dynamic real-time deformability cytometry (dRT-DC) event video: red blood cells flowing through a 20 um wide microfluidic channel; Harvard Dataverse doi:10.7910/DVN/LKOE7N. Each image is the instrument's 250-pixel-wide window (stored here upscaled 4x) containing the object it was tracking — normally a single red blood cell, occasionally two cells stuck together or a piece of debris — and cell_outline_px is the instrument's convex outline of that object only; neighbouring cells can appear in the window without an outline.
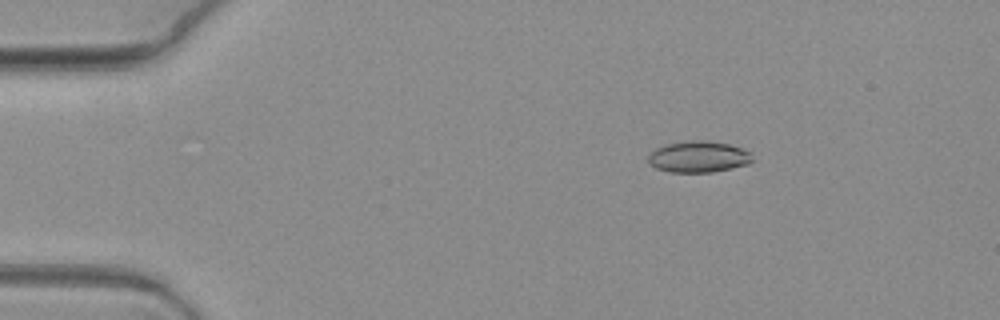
{"species": "common noctule bat (a hibernating species)", "species_latin": "Nyctalus noctula", "temperature_condition": "warm", "stored_images_in_passage": 8, "camera_frame_rate_fps": 3000, "um_per_image_px": 0.085, "animal": {"sex": "female", "body_mass_g": 19.3, "forearm_length_mm": 54.1}, "frame": {"image": 1, "passage_image": 4, "time_ms": 1.0, "image_size_px": [1000, 320], "cell_outline_px": [[756, 160], [748, 164], [712, 172], [672, 172], [656, 168], [648, 160], [648, 156], [656, 148], [664, 144], [692, 140], [704, 140], [728, 144], [740, 148], [748, 152]], "centroid_in_image_um": [59.38, 13.32], "position_along_channel_um": 25.6, "area_um2": 18.84}}
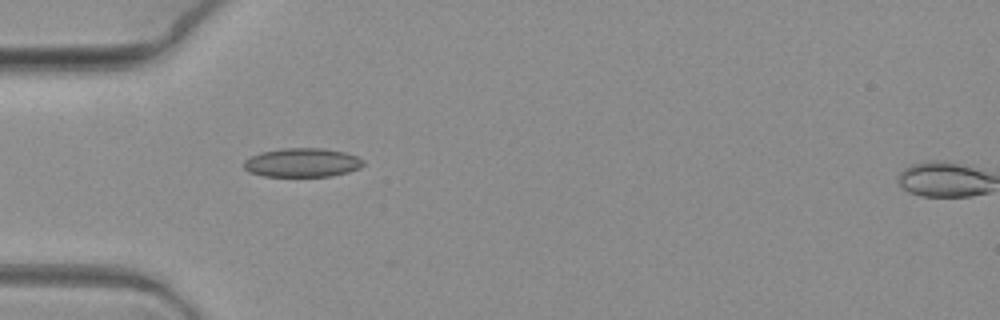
{"frame": {"image": 2, "passage_image": 7, "time_ms": 2.0, "image_size_px": [1000, 320], "cell_outline_px": [[364, 164], [360, 168], [348, 172], [332, 176], [264, 176], [248, 172], [244, 168], [244, 160], [260, 152], [280, 148], [324, 148], [344, 152], [356, 156], [364, 160]], "centroid_in_image_um": [25.69, 13.82], "position_along_channel_um": 59.3, "area_um2": 20.23}}